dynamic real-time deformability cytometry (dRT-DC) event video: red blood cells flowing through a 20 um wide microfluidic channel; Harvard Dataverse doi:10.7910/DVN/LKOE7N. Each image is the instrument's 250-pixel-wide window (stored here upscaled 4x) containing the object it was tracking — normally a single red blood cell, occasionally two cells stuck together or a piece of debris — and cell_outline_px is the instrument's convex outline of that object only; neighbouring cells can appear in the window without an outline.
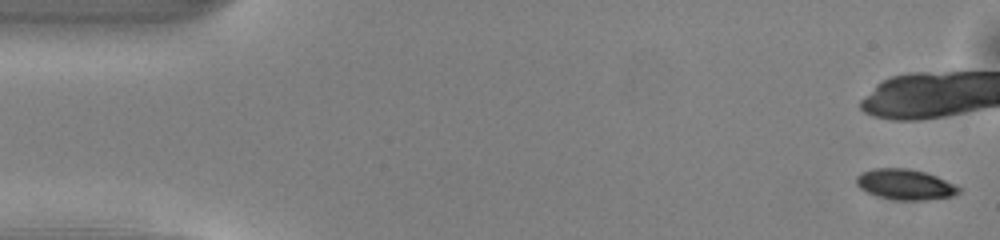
{"species": "common noctule bat (a hibernating species)", "species_latin": "Nyctalus noctula", "temperature_condition": "warm", "stored_images_in_passage": 12, "camera_frame_rate_fps": 3000, "um_per_image_px": 0.085, "animal": {"sex": "male", "body_mass_g": 13.0, "forearm_length_mm": 53.1}, "frame": {"image": 1, "passage_image": 1, "time_ms": 0.0, "image_size_px": [1000, 240], "cell_outline_px": [[960, 192], [952, 196], [928, 200], [892, 200], [876, 196], [860, 188], [856, 184], [856, 176], [860, 172], [872, 168], [908, 168], [924, 172], [936, 176], [960, 188]], "centroid_in_image_um": [76.88, 15.68], "position_along_channel_um": 8.1, "area_um2": 18.26}}